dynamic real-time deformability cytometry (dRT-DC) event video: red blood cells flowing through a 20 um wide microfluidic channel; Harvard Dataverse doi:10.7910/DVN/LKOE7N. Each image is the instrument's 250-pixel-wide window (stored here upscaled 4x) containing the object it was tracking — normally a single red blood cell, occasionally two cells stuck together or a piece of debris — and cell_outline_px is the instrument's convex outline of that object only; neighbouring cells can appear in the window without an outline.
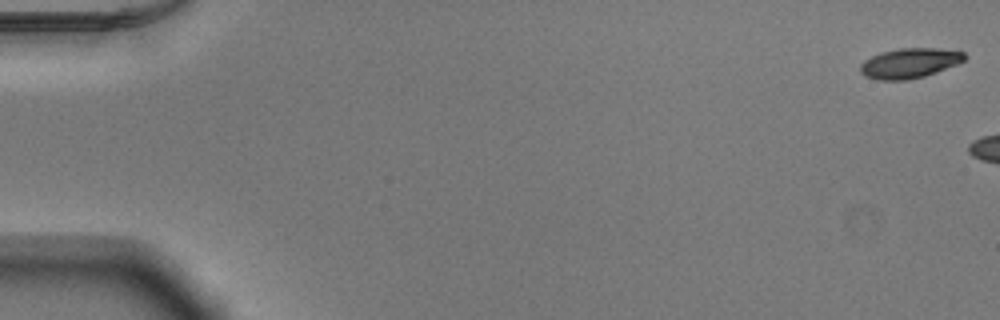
{"species": "Egyptian fruit bat (a non-hibernating species)", "species_latin": "Rousettus aegyptiacus", "temperature_condition": "warm", "stored_images_in_passage": 5, "camera_frame_rate_fps": 3000, "um_per_image_px": 0.085, "animal": {"sex": "male"}, "frame": {"image": 1, "passage_image": 1, "time_ms": 0.0, "image_size_px": [1000, 320], "cell_outline_px": [[968, 56], [964, 60], [956, 64], [936, 72], [924, 76], [908, 80], [876, 80], [864, 76], [860, 72], [860, 64], [864, 60], [880, 52], [900, 48], [936, 48], [964, 52]], "centroid_in_image_um": [77.28, 5.37], "position_along_channel_um": 7.7, "area_um2": 18.26}}